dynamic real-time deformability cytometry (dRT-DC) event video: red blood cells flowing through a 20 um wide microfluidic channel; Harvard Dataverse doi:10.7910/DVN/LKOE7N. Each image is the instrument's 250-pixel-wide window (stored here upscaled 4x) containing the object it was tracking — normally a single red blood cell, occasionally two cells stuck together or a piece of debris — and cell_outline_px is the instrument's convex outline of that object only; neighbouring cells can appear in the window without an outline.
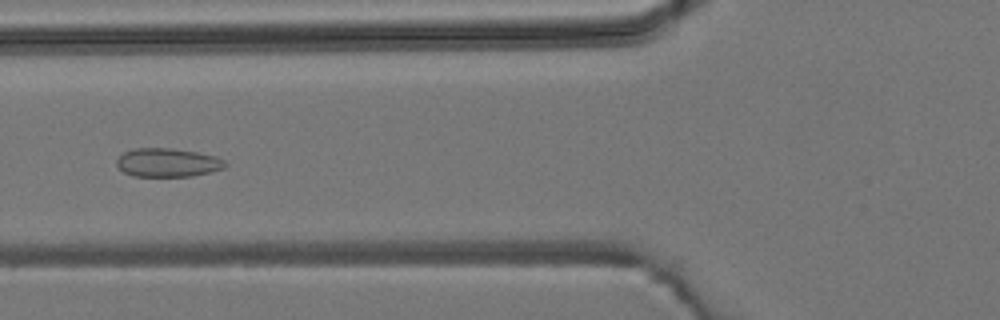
{"species": "common noctule bat (a hibernating species)", "species_latin": "Nyctalus noctula", "temperature_condition": "room temperature", "stored_images_in_passage": 7, "camera_frame_rate_fps": 3000, "um_per_image_px": 0.085, "animal": {"sex": "male", "body_mass_g": 19.2, "forearm_length_mm": 51.8}, "frame": {"image": 1, "passage_image": 5, "time_ms": 4.667, "image_size_px": [1000, 320], "cell_outline_px": [[228, 164], [224, 168], [192, 176], [132, 176], [124, 172], [116, 164], [116, 160], [124, 152], [132, 148], [172, 148], [196, 152], [216, 156], [224, 160]], "centroid_in_image_um": [14.24, 13.81], "position_along_channel_um": 111.6, "area_um2": 18.09}}
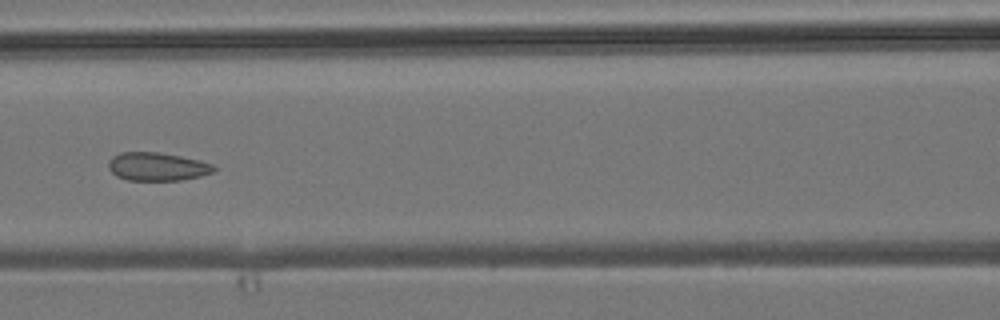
{"frame": {"image": 2, "passage_image": 6, "time_ms": 5.667, "image_size_px": [1000, 320], "cell_outline_px": [[216, 172], [200, 176], [180, 180], [128, 180], [116, 176], [108, 168], [108, 160], [112, 156], [120, 152], [160, 152], [200, 160], [212, 164], [216, 168]], "centroid_in_image_um": [13.36, 14.15], "position_along_channel_um": 153.2, "area_um2": 17.51}}
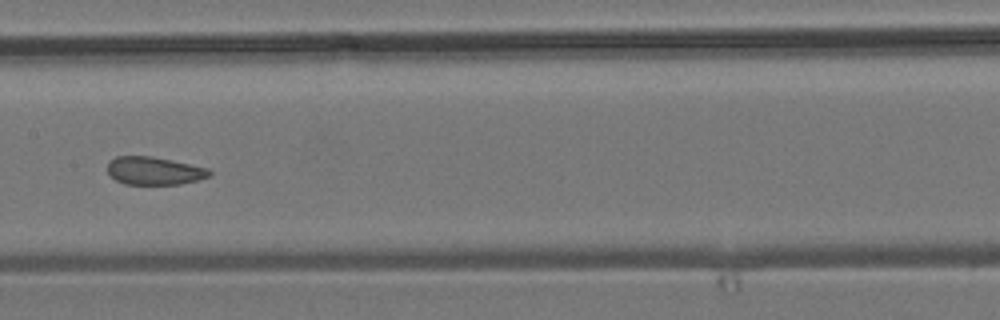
{"frame": {"image": 3, "passage_image": 7, "time_ms": 6.667, "image_size_px": [1000, 320], "cell_outline_px": [[212, 176], [200, 180], [180, 184], [124, 184], [116, 180], [108, 172], [108, 164], [116, 156], [152, 156], [172, 160], [208, 168], [212, 172]], "centroid_in_image_um": [13.16, 14.52], "position_along_channel_um": 194.2, "area_um2": 16.65}}